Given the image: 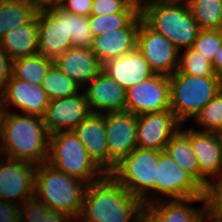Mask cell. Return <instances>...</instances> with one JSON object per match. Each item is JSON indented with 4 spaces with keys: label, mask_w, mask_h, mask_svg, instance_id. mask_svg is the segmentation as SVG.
<instances>
[{
    "label": "cell",
    "mask_w": 222,
    "mask_h": 222,
    "mask_svg": "<svg viewBox=\"0 0 222 222\" xmlns=\"http://www.w3.org/2000/svg\"><path fill=\"white\" fill-rule=\"evenodd\" d=\"M159 158L160 151L137 147L121 159L109 174L129 193L147 205L160 199L158 196L153 198L157 195L154 191ZM151 190L154 195L150 193Z\"/></svg>",
    "instance_id": "cell-7"
},
{
    "label": "cell",
    "mask_w": 222,
    "mask_h": 222,
    "mask_svg": "<svg viewBox=\"0 0 222 222\" xmlns=\"http://www.w3.org/2000/svg\"><path fill=\"white\" fill-rule=\"evenodd\" d=\"M12 76V60L0 47V92Z\"/></svg>",
    "instance_id": "cell-40"
},
{
    "label": "cell",
    "mask_w": 222,
    "mask_h": 222,
    "mask_svg": "<svg viewBox=\"0 0 222 222\" xmlns=\"http://www.w3.org/2000/svg\"><path fill=\"white\" fill-rule=\"evenodd\" d=\"M92 114L85 92L49 101L42 117L49 135L73 131L83 120Z\"/></svg>",
    "instance_id": "cell-14"
},
{
    "label": "cell",
    "mask_w": 222,
    "mask_h": 222,
    "mask_svg": "<svg viewBox=\"0 0 222 222\" xmlns=\"http://www.w3.org/2000/svg\"><path fill=\"white\" fill-rule=\"evenodd\" d=\"M142 20L164 35L179 51L192 47L200 27L186 2L139 8Z\"/></svg>",
    "instance_id": "cell-6"
},
{
    "label": "cell",
    "mask_w": 222,
    "mask_h": 222,
    "mask_svg": "<svg viewBox=\"0 0 222 222\" xmlns=\"http://www.w3.org/2000/svg\"><path fill=\"white\" fill-rule=\"evenodd\" d=\"M4 113H5V109L2 105V101L0 100V142L2 139V120H3Z\"/></svg>",
    "instance_id": "cell-46"
},
{
    "label": "cell",
    "mask_w": 222,
    "mask_h": 222,
    "mask_svg": "<svg viewBox=\"0 0 222 222\" xmlns=\"http://www.w3.org/2000/svg\"><path fill=\"white\" fill-rule=\"evenodd\" d=\"M186 3L200 29L216 30L222 23V0H187Z\"/></svg>",
    "instance_id": "cell-29"
},
{
    "label": "cell",
    "mask_w": 222,
    "mask_h": 222,
    "mask_svg": "<svg viewBox=\"0 0 222 222\" xmlns=\"http://www.w3.org/2000/svg\"><path fill=\"white\" fill-rule=\"evenodd\" d=\"M140 12H121L108 15H90L89 24L93 37L108 31L125 28Z\"/></svg>",
    "instance_id": "cell-33"
},
{
    "label": "cell",
    "mask_w": 222,
    "mask_h": 222,
    "mask_svg": "<svg viewBox=\"0 0 222 222\" xmlns=\"http://www.w3.org/2000/svg\"><path fill=\"white\" fill-rule=\"evenodd\" d=\"M46 163L88 184L106 175L90 157L73 131H62L50 135Z\"/></svg>",
    "instance_id": "cell-4"
},
{
    "label": "cell",
    "mask_w": 222,
    "mask_h": 222,
    "mask_svg": "<svg viewBox=\"0 0 222 222\" xmlns=\"http://www.w3.org/2000/svg\"><path fill=\"white\" fill-rule=\"evenodd\" d=\"M170 110L169 76L153 74L126 90V111L136 116Z\"/></svg>",
    "instance_id": "cell-9"
},
{
    "label": "cell",
    "mask_w": 222,
    "mask_h": 222,
    "mask_svg": "<svg viewBox=\"0 0 222 222\" xmlns=\"http://www.w3.org/2000/svg\"><path fill=\"white\" fill-rule=\"evenodd\" d=\"M54 64L81 89L102 71V64L91 48L72 46Z\"/></svg>",
    "instance_id": "cell-20"
},
{
    "label": "cell",
    "mask_w": 222,
    "mask_h": 222,
    "mask_svg": "<svg viewBox=\"0 0 222 222\" xmlns=\"http://www.w3.org/2000/svg\"><path fill=\"white\" fill-rule=\"evenodd\" d=\"M20 222H71L74 219L63 211L49 209L35 195L19 205Z\"/></svg>",
    "instance_id": "cell-28"
},
{
    "label": "cell",
    "mask_w": 222,
    "mask_h": 222,
    "mask_svg": "<svg viewBox=\"0 0 222 222\" xmlns=\"http://www.w3.org/2000/svg\"><path fill=\"white\" fill-rule=\"evenodd\" d=\"M171 110L137 116V147L164 151L172 136L181 128Z\"/></svg>",
    "instance_id": "cell-15"
},
{
    "label": "cell",
    "mask_w": 222,
    "mask_h": 222,
    "mask_svg": "<svg viewBox=\"0 0 222 222\" xmlns=\"http://www.w3.org/2000/svg\"><path fill=\"white\" fill-rule=\"evenodd\" d=\"M92 2L93 0H61L59 6L74 15L89 17Z\"/></svg>",
    "instance_id": "cell-38"
},
{
    "label": "cell",
    "mask_w": 222,
    "mask_h": 222,
    "mask_svg": "<svg viewBox=\"0 0 222 222\" xmlns=\"http://www.w3.org/2000/svg\"><path fill=\"white\" fill-rule=\"evenodd\" d=\"M4 154V155H3ZM0 155H2L3 157H2V159H0V169L4 166V164H5V162L9 159V156H8V154L6 153V151H5V149L3 148V146H2V144H1V142H0ZM1 157V156H0Z\"/></svg>",
    "instance_id": "cell-45"
},
{
    "label": "cell",
    "mask_w": 222,
    "mask_h": 222,
    "mask_svg": "<svg viewBox=\"0 0 222 222\" xmlns=\"http://www.w3.org/2000/svg\"><path fill=\"white\" fill-rule=\"evenodd\" d=\"M206 207L222 218V184H209L205 190Z\"/></svg>",
    "instance_id": "cell-37"
},
{
    "label": "cell",
    "mask_w": 222,
    "mask_h": 222,
    "mask_svg": "<svg viewBox=\"0 0 222 222\" xmlns=\"http://www.w3.org/2000/svg\"><path fill=\"white\" fill-rule=\"evenodd\" d=\"M179 51V65L177 71L193 76H217L214 72L212 62L202 56L192 47Z\"/></svg>",
    "instance_id": "cell-31"
},
{
    "label": "cell",
    "mask_w": 222,
    "mask_h": 222,
    "mask_svg": "<svg viewBox=\"0 0 222 222\" xmlns=\"http://www.w3.org/2000/svg\"><path fill=\"white\" fill-rule=\"evenodd\" d=\"M5 110L1 144L9 158L38 166L48 157L49 133L40 116Z\"/></svg>",
    "instance_id": "cell-2"
},
{
    "label": "cell",
    "mask_w": 222,
    "mask_h": 222,
    "mask_svg": "<svg viewBox=\"0 0 222 222\" xmlns=\"http://www.w3.org/2000/svg\"><path fill=\"white\" fill-rule=\"evenodd\" d=\"M212 65H213L215 74L219 76L222 73V45L216 52L215 57L212 61Z\"/></svg>",
    "instance_id": "cell-44"
},
{
    "label": "cell",
    "mask_w": 222,
    "mask_h": 222,
    "mask_svg": "<svg viewBox=\"0 0 222 222\" xmlns=\"http://www.w3.org/2000/svg\"><path fill=\"white\" fill-rule=\"evenodd\" d=\"M215 181H217V182H214V180H213L209 184H222V173H221L220 177L218 179H216Z\"/></svg>",
    "instance_id": "cell-48"
},
{
    "label": "cell",
    "mask_w": 222,
    "mask_h": 222,
    "mask_svg": "<svg viewBox=\"0 0 222 222\" xmlns=\"http://www.w3.org/2000/svg\"><path fill=\"white\" fill-rule=\"evenodd\" d=\"M103 115L110 173L121 159L137 148V116L127 111L105 113Z\"/></svg>",
    "instance_id": "cell-11"
},
{
    "label": "cell",
    "mask_w": 222,
    "mask_h": 222,
    "mask_svg": "<svg viewBox=\"0 0 222 222\" xmlns=\"http://www.w3.org/2000/svg\"><path fill=\"white\" fill-rule=\"evenodd\" d=\"M41 86L50 100L70 97L82 90L68 76L60 71L55 64H53L47 72Z\"/></svg>",
    "instance_id": "cell-30"
},
{
    "label": "cell",
    "mask_w": 222,
    "mask_h": 222,
    "mask_svg": "<svg viewBox=\"0 0 222 222\" xmlns=\"http://www.w3.org/2000/svg\"><path fill=\"white\" fill-rule=\"evenodd\" d=\"M198 222H222V218L216 216L207 207H205L198 219Z\"/></svg>",
    "instance_id": "cell-43"
},
{
    "label": "cell",
    "mask_w": 222,
    "mask_h": 222,
    "mask_svg": "<svg viewBox=\"0 0 222 222\" xmlns=\"http://www.w3.org/2000/svg\"><path fill=\"white\" fill-rule=\"evenodd\" d=\"M88 183L69 176L44 162L36 167L34 195L49 209L78 219Z\"/></svg>",
    "instance_id": "cell-3"
},
{
    "label": "cell",
    "mask_w": 222,
    "mask_h": 222,
    "mask_svg": "<svg viewBox=\"0 0 222 222\" xmlns=\"http://www.w3.org/2000/svg\"><path fill=\"white\" fill-rule=\"evenodd\" d=\"M0 222H20L19 205L0 200Z\"/></svg>",
    "instance_id": "cell-39"
},
{
    "label": "cell",
    "mask_w": 222,
    "mask_h": 222,
    "mask_svg": "<svg viewBox=\"0 0 222 222\" xmlns=\"http://www.w3.org/2000/svg\"><path fill=\"white\" fill-rule=\"evenodd\" d=\"M171 199L205 196V190L165 152L156 167L155 192Z\"/></svg>",
    "instance_id": "cell-12"
},
{
    "label": "cell",
    "mask_w": 222,
    "mask_h": 222,
    "mask_svg": "<svg viewBox=\"0 0 222 222\" xmlns=\"http://www.w3.org/2000/svg\"><path fill=\"white\" fill-rule=\"evenodd\" d=\"M144 207L141 199L106 174L88 185L78 219L82 222H137L144 214Z\"/></svg>",
    "instance_id": "cell-1"
},
{
    "label": "cell",
    "mask_w": 222,
    "mask_h": 222,
    "mask_svg": "<svg viewBox=\"0 0 222 222\" xmlns=\"http://www.w3.org/2000/svg\"><path fill=\"white\" fill-rule=\"evenodd\" d=\"M0 47L12 61L38 54L37 14L29 23L8 31Z\"/></svg>",
    "instance_id": "cell-24"
},
{
    "label": "cell",
    "mask_w": 222,
    "mask_h": 222,
    "mask_svg": "<svg viewBox=\"0 0 222 222\" xmlns=\"http://www.w3.org/2000/svg\"><path fill=\"white\" fill-rule=\"evenodd\" d=\"M164 151L201 186V172L189 137L179 129L165 146Z\"/></svg>",
    "instance_id": "cell-25"
},
{
    "label": "cell",
    "mask_w": 222,
    "mask_h": 222,
    "mask_svg": "<svg viewBox=\"0 0 222 222\" xmlns=\"http://www.w3.org/2000/svg\"><path fill=\"white\" fill-rule=\"evenodd\" d=\"M216 30L218 31V34L222 40V23L220 24V26Z\"/></svg>",
    "instance_id": "cell-49"
},
{
    "label": "cell",
    "mask_w": 222,
    "mask_h": 222,
    "mask_svg": "<svg viewBox=\"0 0 222 222\" xmlns=\"http://www.w3.org/2000/svg\"><path fill=\"white\" fill-rule=\"evenodd\" d=\"M69 35L73 46L91 48L94 37L90 28L89 17L70 13Z\"/></svg>",
    "instance_id": "cell-34"
},
{
    "label": "cell",
    "mask_w": 222,
    "mask_h": 222,
    "mask_svg": "<svg viewBox=\"0 0 222 222\" xmlns=\"http://www.w3.org/2000/svg\"><path fill=\"white\" fill-rule=\"evenodd\" d=\"M38 52L55 61L70 49V12L59 5L37 11Z\"/></svg>",
    "instance_id": "cell-8"
},
{
    "label": "cell",
    "mask_w": 222,
    "mask_h": 222,
    "mask_svg": "<svg viewBox=\"0 0 222 222\" xmlns=\"http://www.w3.org/2000/svg\"><path fill=\"white\" fill-rule=\"evenodd\" d=\"M36 14L26 0H0V40L11 29L29 23Z\"/></svg>",
    "instance_id": "cell-26"
},
{
    "label": "cell",
    "mask_w": 222,
    "mask_h": 222,
    "mask_svg": "<svg viewBox=\"0 0 222 222\" xmlns=\"http://www.w3.org/2000/svg\"><path fill=\"white\" fill-rule=\"evenodd\" d=\"M86 86L84 92L92 114L126 111V90L105 72L101 71Z\"/></svg>",
    "instance_id": "cell-18"
},
{
    "label": "cell",
    "mask_w": 222,
    "mask_h": 222,
    "mask_svg": "<svg viewBox=\"0 0 222 222\" xmlns=\"http://www.w3.org/2000/svg\"><path fill=\"white\" fill-rule=\"evenodd\" d=\"M158 199L144 207V213L153 222H198L206 207L205 196H195L186 199ZM194 202H203L200 209L192 207Z\"/></svg>",
    "instance_id": "cell-22"
},
{
    "label": "cell",
    "mask_w": 222,
    "mask_h": 222,
    "mask_svg": "<svg viewBox=\"0 0 222 222\" xmlns=\"http://www.w3.org/2000/svg\"><path fill=\"white\" fill-rule=\"evenodd\" d=\"M221 45L222 40L217 30L201 29L192 48L212 62Z\"/></svg>",
    "instance_id": "cell-36"
},
{
    "label": "cell",
    "mask_w": 222,
    "mask_h": 222,
    "mask_svg": "<svg viewBox=\"0 0 222 222\" xmlns=\"http://www.w3.org/2000/svg\"><path fill=\"white\" fill-rule=\"evenodd\" d=\"M0 100L5 110L12 105L21 109L22 114L43 117L50 99L41 85L15 78L13 75L0 92Z\"/></svg>",
    "instance_id": "cell-17"
},
{
    "label": "cell",
    "mask_w": 222,
    "mask_h": 222,
    "mask_svg": "<svg viewBox=\"0 0 222 222\" xmlns=\"http://www.w3.org/2000/svg\"><path fill=\"white\" fill-rule=\"evenodd\" d=\"M26 1L29 2L38 11L58 6L61 0H26Z\"/></svg>",
    "instance_id": "cell-41"
},
{
    "label": "cell",
    "mask_w": 222,
    "mask_h": 222,
    "mask_svg": "<svg viewBox=\"0 0 222 222\" xmlns=\"http://www.w3.org/2000/svg\"><path fill=\"white\" fill-rule=\"evenodd\" d=\"M73 132L94 162L109 174V152L103 114H91Z\"/></svg>",
    "instance_id": "cell-21"
},
{
    "label": "cell",
    "mask_w": 222,
    "mask_h": 222,
    "mask_svg": "<svg viewBox=\"0 0 222 222\" xmlns=\"http://www.w3.org/2000/svg\"><path fill=\"white\" fill-rule=\"evenodd\" d=\"M34 164L9 158L0 169V200L23 204L34 196ZM20 199V203L16 202Z\"/></svg>",
    "instance_id": "cell-16"
},
{
    "label": "cell",
    "mask_w": 222,
    "mask_h": 222,
    "mask_svg": "<svg viewBox=\"0 0 222 222\" xmlns=\"http://www.w3.org/2000/svg\"><path fill=\"white\" fill-rule=\"evenodd\" d=\"M53 64V60L47 59L38 53L12 61V75L32 84L42 85Z\"/></svg>",
    "instance_id": "cell-27"
},
{
    "label": "cell",
    "mask_w": 222,
    "mask_h": 222,
    "mask_svg": "<svg viewBox=\"0 0 222 222\" xmlns=\"http://www.w3.org/2000/svg\"><path fill=\"white\" fill-rule=\"evenodd\" d=\"M180 129L190 139L201 172V187L206 190L212 180L209 178L218 179L222 173V134Z\"/></svg>",
    "instance_id": "cell-13"
},
{
    "label": "cell",
    "mask_w": 222,
    "mask_h": 222,
    "mask_svg": "<svg viewBox=\"0 0 222 222\" xmlns=\"http://www.w3.org/2000/svg\"><path fill=\"white\" fill-rule=\"evenodd\" d=\"M102 71L125 90L154 74L137 48L102 64Z\"/></svg>",
    "instance_id": "cell-23"
},
{
    "label": "cell",
    "mask_w": 222,
    "mask_h": 222,
    "mask_svg": "<svg viewBox=\"0 0 222 222\" xmlns=\"http://www.w3.org/2000/svg\"><path fill=\"white\" fill-rule=\"evenodd\" d=\"M141 20L142 16L139 13L125 28L111 30L94 37L91 50L101 64L119 58L136 48Z\"/></svg>",
    "instance_id": "cell-19"
},
{
    "label": "cell",
    "mask_w": 222,
    "mask_h": 222,
    "mask_svg": "<svg viewBox=\"0 0 222 222\" xmlns=\"http://www.w3.org/2000/svg\"><path fill=\"white\" fill-rule=\"evenodd\" d=\"M136 48L155 74L172 75L179 65V50L161 33L154 31L143 20L137 32Z\"/></svg>",
    "instance_id": "cell-10"
},
{
    "label": "cell",
    "mask_w": 222,
    "mask_h": 222,
    "mask_svg": "<svg viewBox=\"0 0 222 222\" xmlns=\"http://www.w3.org/2000/svg\"><path fill=\"white\" fill-rule=\"evenodd\" d=\"M137 222H153L145 213L137 220Z\"/></svg>",
    "instance_id": "cell-47"
},
{
    "label": "cell",
    "mask_w": 222,
    "mask_h": 222,
    "mask_svg": "<svg viewBox=\"0 0 222 222\" xmlns=\"http://www.w3.org/2000/svg\"><path fill=\"white\" fill-rule=\"evenodd\" d=\"M170 110L183 124L211 101L219 92V76H193L177 70L169 76Z\"/></svg>",
    "instance_id": "cell-5"
},
{
    "label": "cell",
    "mask_w": 222,
    "mask_h": 222,
    "mask_svg": "<svg viewBox=\"0 0 222 222\" xmlns=\"http://www.w3.org/2000/svg\"><path fill=\"white\" fill-rule=\"evenodd\" d=\"M220 91L222 92V73L219 75Z\"/></svg>",
    "instance_id": "cell-50"
},
{
    "label": "cell",
    "mask_w": 222,
    "mask_h": 222,
    "mask_svg": "<svg viewBox=\"0 0 222 222\" xmlns=\"http://www.w3.org/2000/svg\"><path fill=\"white\" fill-rule=\"evenodd\" d=\"M187 0H138L139 8L152 7L159 4H174L186 2Z\"/></svg>",
    "instance_id": "cell-42"
},
{
    "label": "cell",
    "mask_w": 222,
    "mask_h": 222,
    "mask_svg": "<svg viewBox=\"0 0 222 222\" xmlns=\"http://www.w3.org/2000/svg\"><path fill=\"white\" fill-rule=\"evenodd\" d=\"M195 124L202 130L222 134V92L209 101L194 118Z\"/></svg>",
    "instance_id": "cell-32"
},
{
    "label": "cell",
    "mask_w": 222,
    "mask_h": 222,
    "mask_svg": "<svg viewBox=\"0 0 222 222\" xmlns=\"http://www.w3.org/2000/svg\"><path fill=\"white\" fill-rule=\"evenodd\" d=\"M121 12H140L136 0H93L90 15H112Z\"/></svg>",
    "instance_id": "cell-35"
}]
</instances>
